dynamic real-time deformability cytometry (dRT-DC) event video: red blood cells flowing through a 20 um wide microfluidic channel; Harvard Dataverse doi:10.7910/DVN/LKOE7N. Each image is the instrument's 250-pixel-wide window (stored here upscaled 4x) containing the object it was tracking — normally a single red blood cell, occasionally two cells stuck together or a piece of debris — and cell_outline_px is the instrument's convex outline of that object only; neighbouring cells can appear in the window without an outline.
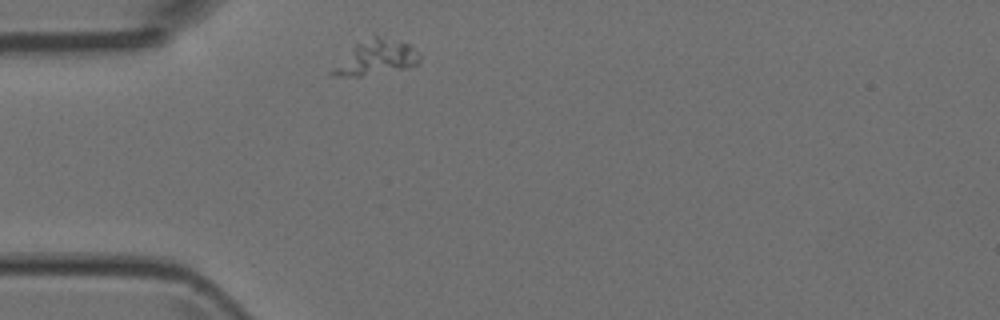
{"species": "Egyptian fruit bat (a non-hibernating species)", "species_latin": "Rousettus aegyptiacus", "temperature_condition": "room temperature", "stored_images_in_passage": 1, "camera_frame_rate_fps": 3000, "um_per_image_px": 0.085, "animal": {"sex": "female"}, "frame": {"image": 1, "passage_image": 1, "time_ms": 0.0, "image_size_px": [1000, 320], "cell_outline_px": [[420, 60], [416, 64], [408, 68], [360, 76], [328, 76], [328, 72], [356, 44], [372, 36], [376, 36], [408, 44], [420, 56]], "centroid_in_image_um": [31.92, 4.93], "position_along_channel_um": 53.1, "area_um2": 17.17}}